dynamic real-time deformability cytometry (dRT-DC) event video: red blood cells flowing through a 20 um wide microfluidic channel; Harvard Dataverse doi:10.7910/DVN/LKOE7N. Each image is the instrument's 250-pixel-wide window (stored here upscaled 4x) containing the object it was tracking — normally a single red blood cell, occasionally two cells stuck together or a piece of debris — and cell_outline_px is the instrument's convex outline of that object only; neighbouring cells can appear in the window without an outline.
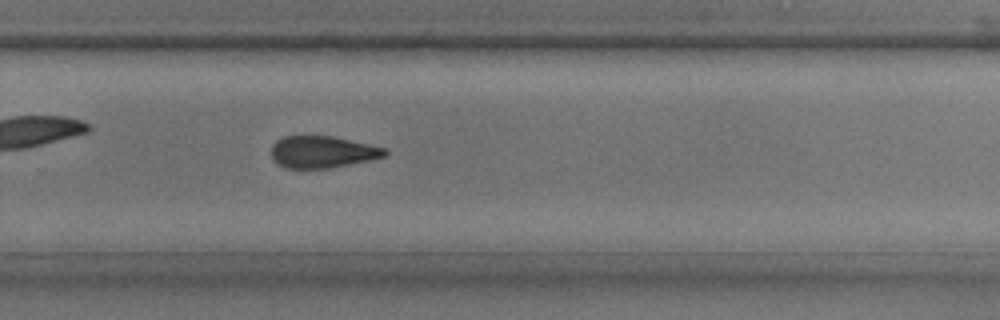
{"species": "common noctule bat (a hibernating species)", "species_latin": "Nyctalus noctula", "temperature_condition": "room temperature", "stored_images_in_passage": 31, "camera_frame_rate_fps": 3000, "um_per_image_px": 0.085, "animal": {"sex": "male", "body_mass_g": 17.9, "forearm_length_mm": 54.2}, "frame": {"image": 1, "passage_image": 22, "time_ms": 7.0, "image_size_px": [1000, 320], "cell_outline_px": [[388, 152], [384, 156], [372, 160], [328, 168], [284, 168], [276, 164], [272, 160], [272, 144], [276, 140], [284, 136], [332, 136], [388, 148]], "centroid_in_image_um": [27.4, 12.92], "position_along_channel_um": 302.4, "area_um2": 21.27}}